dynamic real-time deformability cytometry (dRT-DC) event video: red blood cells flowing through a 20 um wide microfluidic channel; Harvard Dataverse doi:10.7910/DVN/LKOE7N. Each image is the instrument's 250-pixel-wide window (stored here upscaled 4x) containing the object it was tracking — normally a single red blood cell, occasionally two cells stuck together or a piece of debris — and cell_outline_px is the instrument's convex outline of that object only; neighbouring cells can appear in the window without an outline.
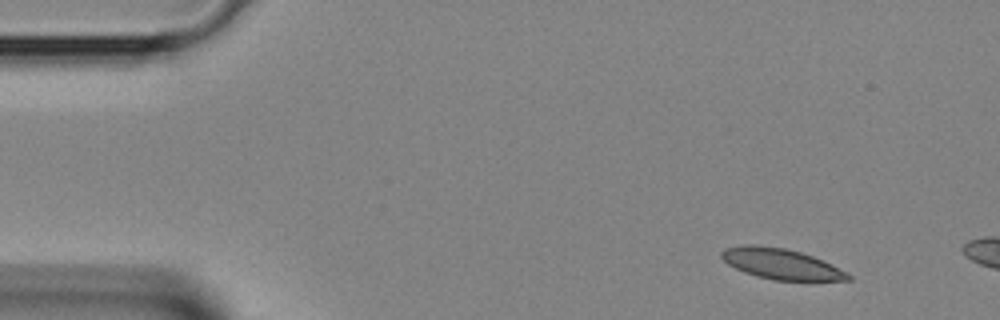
{"species": "Egyptian fruit bat (a non-hibernating species)", "species_latin": "Rousettus aegyptiacus", "temperature_condition": "room temperature", "stored_images_in_passage": 4, "segment_of_instrument_passage": [2, 2], "camera_frame_rate_fps": 3000, "um_per_image_px": 0.085, "animal": {"sex": "female"}, "frame": {"image": 1, "passage_image": 4, "time_ms": 1.0, "image_size_px": [1000, 320], "cell_outline_px": [[852, 280], [776, 280], [756, 276], [744, 272], [728, 264], [720, 256], [720, 252], [724, 248], [748, 244], [752, 244], [784, 248], [800, 252], [812, 256], [852, 276]], "centroid_in_image_um": [66.31, 22.42], "position_along_channel_um": 18.7, "area_um2": 22.08}}